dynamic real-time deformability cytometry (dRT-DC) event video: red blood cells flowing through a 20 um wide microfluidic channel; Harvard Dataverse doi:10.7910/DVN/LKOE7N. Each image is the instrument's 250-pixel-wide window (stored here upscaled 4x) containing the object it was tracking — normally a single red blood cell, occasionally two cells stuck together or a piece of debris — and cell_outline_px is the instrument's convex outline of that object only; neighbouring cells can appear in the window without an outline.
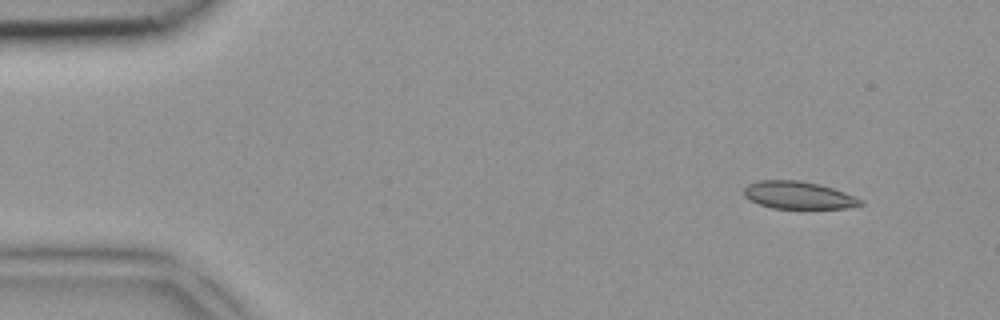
{"species": "common noctule bat (a hibernating species)", "species_latin": "Nyctalus noctula", "temperature_condition": "room temperature", "stored_images_in_passage": 4, "camera_frame_rate_fps": 3000, "um_per_image_px": 0.085, "animal": {"sex": "female", "body_mass_g": 18.4}, "frame": {"image": 1, "passage_image": 1, "time_ms": 0.0, "image_size_px": [1000, 320], "cell_outline_px": [[864, 204], [844, 208], [772, 208], [760, 204], [744, 196], [744, 188], [748, 184], [760, 180], [800, 180], [820, 184], [844, 192], [864, 200]], "centroid_in_image_um": [67.87, 16.58], "position_along_channel_um": 17.1, "area_um2": 18.55}}
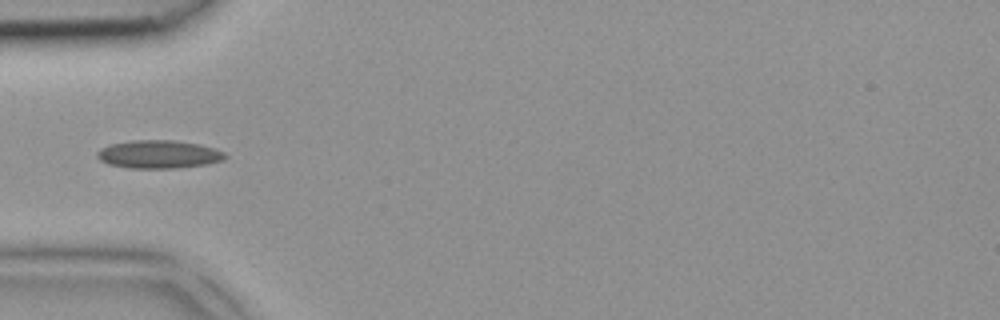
{"frame": {"image": 2, "passage_image": 4, "time_ms": 1.0, "image_size_px": [1000, 320], "cell_outline_px": [[228, 156], [224, 160], [208, 164], [176, 168], [128, 168], [108, 164], [100, 160], [96, 156], [96, 152], [100, 148], [108, 144], [132, 140], [172, 140], [200, 144], [224, 152]], "centroid_in_image_um": [13.47, 13.11], "position_along_channel_um": 71.5, "area_um2": 21.15}}